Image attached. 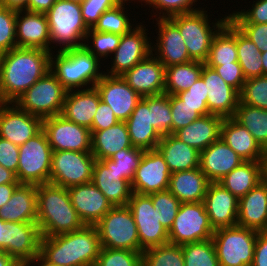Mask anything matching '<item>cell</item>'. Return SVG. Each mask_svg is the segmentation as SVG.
<instances>
[{"instance_id": "cell-1", "label": "cell", "mask_w": 267, "mask_h": 266, "mask_svg": "<svg viewBox=\"0 0 267 266\" xmlns=\"http://www.w3.org/2000/svg\"><path fill=\"white\" fill-rule=\"evenodd\" d=\"M51 52L16 47L0 54V97L15 102L37 80L50 71Z\"/></svg>"}, {"instance_id": "cell-2", "label": "cell", "mask_w": 267, "mask_h": 266, "mask_svg": "<svg viewBox=\"0 0 267 266\" xmlns=\"http://www.w3.org/2000/svg\"><path fill=\"white\" fill-rule=\"evenodd\" d=\"M101 249L95 225L66 234L41 237L39 255L58 266H94Z\"/></svg>"}, {"instance_id": "cell-3", "label": "cell", "mask_w": 267, "mask_h": 266, "mask_svg": "<svg viewBox=\"0 0 267 266\" xmlns=\"http://www.w3.org/2000/svg\"><path fill=\"white\" fill-rule=\"evenodd\" d=\"M41 237L76 231L85 226L72 206L68 189L52 183L37 185V222Z\"/></svg>"}, {"instance_id": "cell-4", "label": "cell", "mask_w": 267, "mask_h": 266, "mask_svg": "<svg viewBox=\"0 0 267 266\" xmlns=\"http://www.w3.org/2000/svg\"><path fill=\"white\" fill-rule=\"evenodd\" d=\"M56 52L50 56V71L67 91L94 87L105 74L101 60L85 46Z\"/></svg>"}, {"instance_id": "cell-5", "label": "cell", "mask_w": 267, "mask_h": 266, "mask_svg": "<svg viewBox=\"0 0 267 266\" xmlns=\"http://www.w3.org/2000/svg\"><path fill=\"white\" fill-rule=\"evenodd\" d=\"M45 15L49 25L51 44L56 43L55 47H60L58 51L84 46L83 42L86 41L89 28L83 20L80 2L56 0Z\"/></svg>"}, {"instance_id": "cell-6", "label": "cell", "mask_w": 267, "mask_h": 266, "mask_svg": "<svg viewBox=\"0 0 267 266\" xmlns=\"http://www.w3.org/2000/svg\"><path fill=\"white\" fill-rule=\"evenodd\" d=\"M207 12L201 7L197 11L169 18L178 27L190 58L201 62L207 60L214 35L229 19V16L225 15L209 24L211 21Z\"/></svg>"}, {"instance_id": "cell-7", "label": "cell", "mask_w": 267, "mask_h": 266, "mask_svg": "<svg viewBox=\"0 0 267 266\" xmlns=\"http://www.w3.org/2000/svg\"><path fill=\"white\" fill-rule=\"evenodd\" d=\"M257 234L238 225L215 229L212 240L219 266H251Z\"/></svg>"}, {"instance_id": "cell-8", "label": "cell", "mask_w": 267, "mask_h": 266, "mask_svg": "<svg viewBox=\"0 0 267 266\" xmlns=\"http://www.w3.org/2000/svg\"><path fill=\"white\" fill-rule=\"evenodd\" d=\"M67 90L49 71L14 102L20 109L42 119L61 114Z\"/></svg>"}, {"instance_id": "cell-9", "label": "cell", "mask_w": 267, "mask_h": 266, "mask_svg": "<svg viewBox=\"0 0 267 266\" xmlns=\"http://www.w3.org/2000/svg\"><path fill=\"white\" fill-rule=\"evenodd\" d=\"M52 152L43 129L19 146V163L16 174L18 182L31 185L49 183Z\"/></svg>"}, {"instance_id": "cell-10", "label": "cell", "mask_w": 267, "mask_h": 266, "mask_svg": "<svg viewBox=\"0 0 267 266\" xmlns=\"http://www.w3.org/2000/svg\"><path fill=\"white\" fill-rule=\"evenodd\" d=\"M95 226L101 247L140 252L137 226L127 205L113 206Z\"/></svg>"}, {"instance_id": "cell-11", "label": "cell", "mask_w": 267, "mask_h": 266, "mask_svg": "<svg viewBox=\"0 0 267 266\" xmlns=\"http://www.w3.org/2000/svg\"><path fill=\"white\" fill-rule=\"evenodd\" d=\"M168 234L169 243L177 245L212 239L214 229L203 202L181 203Z\"/></svg>"}, {"instance_id": "cell-12", "label": "cell", "mask_w": 267, "mask_h": 266, "mask_svg": "<svg viewBox=\"0 0 267 266\" xmlns=\"http://www.w3.org/2000/svg\"><path fill=\"white\" fill-rule=\"evenodd\" d=\"M95 160L92 153L53 151L49 183L67 189L90 183Z\"/></svg>"}, {"instance_id": "cell-13", "label": "cell", "mask_w": 267, "mask_h": 266, "mask_svg": "<svg viewBox=\"0 0 267 266\" xmlns=\"http://www.w3.org/2000/svg\"><path fill=\"white\" fill-rule=\"evenodd\" d=\"M52 151L91 153L92 134L89 128L66 119L61 114L43 119Z\"/></svg>"}, {"instance_id": "cell-14", "label": "cell", "mask_w": 267, "mask_h": 266, "mask_svg": "<svg viewBox=\"0 0 267 266\" xmlns=\"http://www.w3.org/2000/svg\"><path fill=\"white\" fill-rule=\"evenodd\" d=\"M127 206L137 226L140 252L169 242L168 231L160 223L149 195L132 193Z\"/></svg>"}, {"instance_id": "cell-15", "label": "cell", "mask_w": 267, "mask_h": 266, "mask_svg": "<svg viewBox=\"0 0 267 266\" xmlns=\"http://www.w3.org/2000/svg\"><path fill=\"white\" fill-rule=\"evenodd\" d=\"M137 24L128 33L121 36L119 45L113 53L114 57L110 58L112 59L111 68L107 69L105 74L122 76L151 53L153 44L147 36L148 28L146 29L143 22Z\"/></svg>"}, {"instance_id": "cell-16", "label": "cell", "mask_w": 267, "mask_h": 266, "mask_svg": "<svg viewBox=\"0 0 267 266\" xmlns=\"http://www.w3.org/2000/svg\"><path fill=\"white\" fill-rule=\"evenodd\" d=\"M171 171L157 149L143 152L131 182L132 193L150 195L169 188Z\"/></svg>"}, {"instance_id": "cell-17", "label": "cell", "mask_w": 267, "mask_h": 266, "mask_svg": "<svg viewBox=\"0 0 267 266\" xmlns=\"http://www.w3.org/2000/svg\"><path fill=\"white\" fill-rule=\"evenodd\" d=\"M43 129V119L20 109L14 102L0 107V137L21 146Z\"/></svg>"}, {"instance_id": "cell-18", "label": "cell", "mask_w": 267, "mask_h": 266, "mask_svg": "<svg viewBox=\"0 0 267 266\" xmlns=\"http://www.w3.org/2000/svg\"><path fill=\"white\" fill-rule=\"evenodd\" d=\"M158 37L151 53L168 67L192 61L178 27L169 18H156Z\"/></svg>"}, {"instance_id": "cell-19", "label": "cell", "mask_w": 267, "mask_h": 266, "mask_svg": "<svg viewBox=\"0 0 267 266\" xmlns=\"http://www.w3.org/2000/svg\"><path fill=\"white\" fill-rule=\"evenodd\" d=\"M7 228V254L21 266H26L39 255L41 234L36 222H9Z\"/></svg>"}, {"instance_id": "cell-20", "label": "cell", "mask_w": 267, "mask_h": 266, "mask_svg": "<svg viewBox=\"0 0 267 266\" xmlns=\"http://www.w3.org/2000/svg\"><path fill=\"white\" fill-rule=\"evenodd\" d=\"M95 87L100 94L101 101L111 107L120 121H126L130 117L142 98L121 76L104 74Z\"/></svg>"}, {"instance_id": "cell-21", "label": "cell", "mask_w": 267, "mask_h": 266, "mask_svg": "<svg viewBox=\"0 0 267 266\" xmlns=\"http://www.w3.org/2000/svg\"><path fill=\"white\" fill-rule=\"evenodd\" d=\"M121 77L141 97L164 94L165 67L152 53Z\"/></svg>"}, {"instance_id": "cell-22", "label": "cell", "mask_w": 267, "mask_h": 266, "mask_svg": "<svg viewBox=\"0 0 267 266\" xmlns=\"http://www.w3.org/2000/svg\"><path fill=\"white\" fill-rule=\"evenodd\" d=\"M203 204L214 230L237 226L239 199L218 182H210Z\"/></svg>"}, {"instance_id": "cell-23", "label": "cell", "mask_w": 267, "mask_h": 266, "mask_svg": "<svg viewBox=\"0 0 267 266\" xmlns=\"http://www.w3.org/2000/svg\"><path fill=\"white\" fill-rule=\"evenodd\" d=\"M201 77L206 83L209 113L223 119L233 117L240 100L239 93L206 64L203 65Z\"/></svg>"}, {"instance_id": "cell-24", "label": "cell", "mask_w": 267, "mask_h": 266, "mask_svg": "<svg viewBox=\"0 0 267 266\" xmlns=\"http://www.w3.org/2000/svg\"><path fill=\"white\" fill-rule=\"evenodd\" d=\"M16 44L17 47L42 49L52 53V48L55 47L51 46L45 13L16 11Z\"/></svg>"}, {"instance_id": "cell-25", "label": "cell", "mask_w": 267, "mask_h": 266, "mask_svg": "<svg viewBox=\"0 0 267 266\" xmlns=\"http://www.w3.org/2000/svg\"><path fill=\"white\" fill-rule=\"evenodd\" d=\"M68 192L72 206L85 225H96L113 207L92 182L70 187Z\"/></svg>"}, {"instance_id": "cell-26", "label": "cell", "mask_w": 267, "mask_h": 266, "mask_svg": "<svg viewBox=\"0 0 267 266\" xmlns=\"http://www.w3.org/2000/svg\"><path fill=\"white\" fill-rule=\"evenodd\" d=\"M242 160L220 138L200 152V169L210 182H219L239 166Z\"/></svg>"}, {"instance_id": "cell-27", "label": "cell", "mask_w": 267, "mask_h": 266, "mask_svg": "<svg viewBox=\"0 0 267 266\" xmlns=\"http://www.w3.org/2000/svg\"><path fill=\"white\" fill-rule=\"evenodd\" d=\"M125 123L133 147L143 151L156 149L162 136L151 124L149 96L141 98Z\"/></svg>"}, {"instance_id": "cell-28", "label": "cell", "mask_w": 267, "mask_h": 266, "mask_svg": "<svg viewBox=\"0 0 267 266\" xmlns=\"http://www.w3.org/2000/svg\"><path fill=\"white\" fill-rule=\"evenodd\" d=\"M237 225L258 232L267 231V185L260 182L239 198Z\"/></svg>"}, {"instance_id": "cell-29", "label": "cell", "mask_w": 267, "mask_h": 266, "mask_svg": "<svg viewBox=\"0 0 267 266\" xmlns=\"http://www.w3.org/2000/svg\"><path fill=\"white\" fill-rule=\"evenodd\" d=\"M100 101L101 97L95 86L67 91L61 115L90 129Z\"/></svg>"}, {"instance_id": "cell-30", "label": "cell", "mask_w": 267, "mask_h": 266, "mask_svg": "<svg viewBox=\"0 0 267 266\" xmlns=\"http://www.w3.org/2000/svg\"><path fill=\"white\" fill-rule=\"evenodd\" d=\"M0 218L9 222H37V185L19 184L11 199L0 208Z\"/></svg>"}, {"instance_id": "cell-31", "label": "cell", "mask_w": 267, "mask_h": 266, "mask_svg": "<svg viewBox=\"0 0 267 266\" xmlns=\"http://www.w3.org/2000/svg\"><path fill=\"white\" fill-rule=\"evenodd\" d=\"M220 139L244 161H260L263 148L251 133L233 117L224 118L220 127Z\"/></svg>"}, {"instance_id": "cell-32", "label": "cell", "mask_w": 267, "mask_h": 266, "mask_svg": "<svg viewBox=\"0 0 267 266\" xmlns=\"http://www.w3.org/2000/svg\"><path fill=\"white\" fill-rule=\"evenodd\" d=\"M223 118L217 115H205L194 120L173 135L188 146L201 152L220 138Z\"/></svg>"}, {"instance_id": "cell-33", "label": "cell", "mask_w": 267, "mask_h": 266, "mask_svg": "<svg viewBox=\"0 0 267 266\" xmlns=\"http://www.w3.org/2000/svg\"><path fill=\"white\" fill-rule=\"evenodd\" d=\"M210 181L200 167L171 173L168 190L181 202H203Z\"/></svg>"}, {"instance_id": "cell-34", "label": "cell", "mask_w": 267, "mask_h": 266, "mask_svg": "<svg viewBox=\"0 0 267 266\" xmlns=\"http://www.w3.org/2000/svg\"><path fill=\"white\" fill-rule=\"evenodd\" d=\"M92 134L91 153L96 160L110 159L122 149L132 148L125 121L104 130H90Z\"/></svg>"}, {"instance_id": "cell-35", "label": "cell", "mask_w": 267, "mask_h": 266, "mask_svg": "<svg viewBox=\"0 0 267 266\" xmlns=\"http://www.w3.org/2000/svg\"><path fill=\"white\" fill-rule=\"evenodd\" d=\"M156 149L163 156L171 173L200 166V152L180 141L173 134L162 136Z\"/></svg>"}, {"instance_id": "cell-36", "label": "cell", "mask_w": 267, "mask_h": 266, "mask_svg": "<svg viewBox=\"0 0 267 266\" xmlns=\"http://www.w3.org/2000/svg\"><path fill=\"white\" fill-rule=\"evenodd\" d=\"M113 206H125L132 195L131 183L118 178L114 171L100 160H95L91 181Z\"/></svg>"}, {"instance_id": "cell-37", "label": "cell", "mask_w": 267, "mask_h": 266, "mask_svg": "<svg viewBox=\"0 0 267 266\" xmlns=\"http://www.w3.org/2000/svg\"><path fill=\"white\" fill-rule=\"evenodd\" d=\"M238 62L237 27L228 19L212 39L207 66H220Z\"/></svg>"}, {"instance_id": "cell-38", "label": "cell", "mask_w": 267, "mask_h": 266, "mask_svg": "<svg viewBox=\"0 0 267 266\" xmlns=\"http://www.w3.org/2000/svg\"><path fill=\"white\" fill-rule=\"evenodd\" d=\"M261 182L260 161H244L218 183L238 199Z\"/></svg>"}, {"instance_id": "cell-39", "label": "cell", "mask_w": 267, "mask_h": 266, "mask_svg": "<svg viewBox=\"0 0 267 266\" xmlns=\"http://www.w3.org/2000/svg\"><path fill=\"white\" fill-rule=\"evenodd\" d=\"M204 64V62L192 60L166 67L164 94L176 95L187 90L200 78Z\"/></svg>"}, {"instance_id": "cell-40", "label": "cell", "mask_w": 267, "mask_h": 266, "mask_svg": "<svg viewBox=\"0 0 267 266\" xmlns=\"http://www.w3.org/2000/svg\"><path fill=\"white\" fill-rule=\"evenodd\" d=\"M233 118L246 127L263 149H267V109L246 105L239 100Z\"/></svg>"}, {"instance_id": "cell-41", "label": "cell", "mask_w": 267, "mask_h": 266, "mask_svg": "<svg viewBox=\"0 0 267 266\" xmlns=\"http://www.w3.org/2000/svg\"><path fill=\"white\" fill-rule=\"evenodd\" d=\"M238 63L246 79L263 76L261 51L246 35L237 28Z\"/></svg>"}, {"instance_id": "cell-42", "label": "cell", "mask_w": 267, "mask_h": 266, "mask_svg": "<svg viewBox=\"0 0 267 266\" xmlns=\"http://www.w3.org/2000/svg\"><path fill=\"white\" fill-rule=\"evenodd\" d=\"M131 3L127 1H120L113 8L106 10L98 19L97 23L92 28L95 31L113 33L118 35H123L128 33L132 28L134 23H130L131 19L128 17V10L125 6ZM126 7V8H125Z\"/></svg>"}, {"instance_id": "cell-43", "label": "cell", "mask_w": 267, "mask_h": 266, "mask_svg": "<svg viewBox=\"0 0 267 266\" xmlns=\"http://www.w3.org/2000/svg\"><path fill=\"white\" fill-rule=\"evenodd\" d=\"M143 152L142 149L135 147L122 149L110 159L101 161L108 169L114 171L118 178L125 179L131 183L142 159Z\"/></svg>"}, {"instance_id": "cell-44", "label": "cell", "mask_w": 267, "mask_h": 266, "mask_svg": "<svg viewBox=\"0 0 267 266\" xmlns=\"http://www.w3.org/2000/svg\"><path fill=\"white\" fill-rule=\"evenodd\" d=\"M142 266H185L181 245L166 243L142 252Z\"/></svg>"}, {"instance_id": "cell-45", "label": "cell", "mask_w": 267, "mask_h": 266, "mask_svg": "<svg viewBox=\"0 0 267 266\" xmlns=\"http://www.w3.org/2000/svg\"><path fill=\"white\" fill-rule=\"evenodd\" d=\"M185 266H219L212 239L181 245Z\"/></svg>"}, {"instance_id": "cell-46", "label": "cell", "mask_w": 267, "mask_h": 266, "mask_svg": "<svg viewBox=\"0 0 267 266\" xmlns=\"http://www.w3.org/2000/svg\"><path fill=\"white\" fill-rule=\"evenodd\" d=\"M151 124L161 136L172 134L170 95L149 96Z\"/></svg>"}, {"instance_id": "cell-47", "label": "cell", "mask_w": 267, "mask_h": 266, "mask_svg": "<svg viewBox=\"0 0 267 266\" xmlns=\"http://www.w3.org/2000/svg\"><path fill=\"white\" fill-rule=\"evenodd\" d=\"M120 39L121 35L99 32L90 28L87 32L85 38L87 41L84 42V46L99 60L101 58V60H103V58L106 60L108 56L110 57L114 53L119 45ZM89 44L91 45L89 46Z\"/></svg>"}, {"instance_id": "cell-48", "label": "cell", "mask_w": 267, "mask_h": 266, "mask_svg": "<svg viewBox=\"0 0 267 266\" xmlns=\"http://www.w3.org/2000/svg\"><path fill=\"white\" fill-rule=\"evenodd\" d=\"M160 223L170 230L181 202L167 189L149 195Z\"/></svg>"}, {"instance_id": "cell-49", "label": "cell", "mask_w": 267, "mask_h": 266, "mask_svg": "<svg viewBox=\"0 0 267 266\" xmlns=\"http://www.w3.org/2000/svg\"><path fill=\"white\" fill-rule=\"evenodd\" d=\"M94 266H142V252L101 247Z\"/></svg>"}, {"instance_id": "cell-50", "label": "cell", "mask_w": 267, "mask_h": 266, "mask_svg": "<svg viewBox=\"0 0 267 266\" xmlns=\"http://www.w3.org/2000/svg\"><path fill=\"white\" fill-rule=\"evenodd\" d=\"M239 96L246 105L267 109V76L246 79Z\"/></svg>"}, {"instance_id": "cell-51", "label": "cell", "mask_w": 267, "mask_h": 266, "mask_svg": "<svg viewBox=\"0 0 267 266\" xmlns=\"http://www.w3.org/2000/svg\"><path fill=\"white\" fill-rule=\"evenodd\" d=\"M142 3H145V5L154 9L156 13L154 12V17L157 18H170L175 15L184 14V13H190L197 11L201 9L200 7L195 8V2L198 0H139ZM200 1V0H199ZM194 6V7H193ZM159 11H158V10ZM156 14V15H155Z\"/></svg>"}, {"instance_id": "cell-52", "label": "cell", "mask_w": 267, "mask_h": 266, "mask_svg": "<svg viewBox=\"0 0 267 266\" xmlns=\"http://www.w3.org/2000/svg\"><path fill=\"white\" fill-rule=\"evenodd\" d=\"M16 47V11L0 5V54Z\"/></svg>"}, {"instance_id": "cell-53", "label": "cell", "mask_w": 267, "mask_h": 266, "mask_svg": "<svg viewBox=\"0 0 267 266\" xmlns=\"http://www.w3.org/2000/svg\"><path fill=\"white\" fill-rule=\"evenodd\" d=\"M207 94L206 83L200 76L192 86L187 90L179 92L176 96L181 99L185 105L197 108V112L201 116H205L210 114L207 105Z\"/></svg>"}, {"instance_id": "cell-54", "label": "cell", "mask_w": 267, "mask_h": 266, "mask_svg": "<svg viewBox=\"0 0 267 266\" xmlns=\"http://www.w3.org/2000/svg\"><path fill=\"white\" fill-rule=\"evenodd\" d=\"M250 8V9H249ZM252 8V9H251ZM238 9L228 14L233 24H263L267 23V0L253 1L252 7L247 11Z\"/></svg>"}, {"instance_id": "cell-55", "label": "cell", "mask_w": 267, "mask_h": 266, "mask_svg": "<svg viewBox=\"0 0 267 266\" xmlns=\"http://www.w3.org/2000/svg\"><path fill=\"white\" fill-rule=\"evenodd\" d=\"M170 107L172 115V134L201 117L197 112V108L185 105L176 95H170Z\"/></svg>"}, {"instance_id": "cell-56", "label": "cell", "mask_w": 267, "mask_h": 266, "mask_svg": "<svg viewBox=\"0 0 267 266\" xmlns=\"http://www.w3.org/2000/svg\"><path fill=\"white\" fill-rule=\"evenodd\" d=\"M120 0H83L80 3L83 20L87 27L93 28L100 16L117 5Z\"/></svg>"}, {"instance_id": "cell-57", "label": "cell", "mask_w": 267, "mask_h": 266, "mask_svg": "<svg viewBox=\"0 0 267 266\" xmlns=\"http://www.w3.org/2000/svg\"><path fill=\"white\" fill-rule=\"evenodd\" d=\"M209 67L213 68L229 86L233 87L239 94L241 93L246 78L238 62Z\"/></svg>"}, {"instance_id": "cell-58", "label": "cell", "mask_w": 267, "mask_h": 266, "mask_svg": "<svg viewBox=\"0 0 267 266\" xmlns=\"http://www.w3.org/2000/svg\"><path fill=\"white\" fill-rule=\"evenodd\" d=\"M262 52L267 51V23L234 24Z\"/></svg>"}, {"instance_id": "cell-59", "label": "cell", "mask_w": 267, "mask_h": 266, "mask_svg": "<svg viewBox=\"0 0 267 266\" xmlns=\"http://www.w3.org/2000/svg\"><path fill=\"white\" fill-rule=\"evenodd\" d=\"M19 146L0 137V165L17 174Z\"/></svg>"}, {"instance_id": "cell-60", "label": "cell", "mask_w": 267, "mask_h": 266, "mask_svg": "<svg viewBox=\"0 0 267 266\" xmlns=\"http://www.w3.org/2000/svg\"><path fill=\"white\" fill-rule=\"evenodd\" d=\"M119 121L111 107L103 101H100L90 130H104L117 124Z\"/></svg>"}, {"instance_id": "cell-61", "label": "cell", "mask_w": 267, "mask_h": 266, "mask_svg": "<svg viewBox=\"0 0 267 266\" xmlns=\"http://www.w3.org/2000/svg\"><path fill=\"white\" fill-rule=\"evenodd\" d=\"M251 266H267V231L258 232Z\"/></svg>"}, {"instance_id": "cell-62", "label": "cell", "mask_w": 267, "mask_h": 266, "mask_svg": "<svg viewBox=\"0 0 267 266\" xmlns=\"http://www.w3.org/2000/svg\"><path fill=\"white\" fill-rule=\"evenodd\" d=\"M56 2V0H29L26 11L46 13Z\"/></svg>"}, {"instance_id": "cell-63", "label": "cell", "mask_w": 267, "mask_h": 266, "mask_svg": "<svg viewBox=\"0 0 267 266\" xmlns=\"http://www.w3.org/2000/svg\"><path fill=\"white\" fill-rule=\"evenodd\" d=\"M19 184H3L0 185V208L7 203Z\"/></svg>"}, {"instance_id": "cell-64", "label": "cell", "mask_w": 267, "mask_h": 266, "mask_svg": "<svg viewBox=\"0 0 267 266\" xmlns=\"http://www.w3.org/2000/svg\"><path fill=\"white\" fill-rule=\"evenodd\" d=\"M3 184H20L16 174L0 165V185Z\"/></svg>"}, {"instance_id": "cell-65", "label": "cell", "mask_w": 267, "mask_h": 266, "mask_svg": "<svg viewBox=\"0 0 267 266\" xmlns=\"http://www.w3.org/2000/svg\"><path fill=\"white\" fill-rule=\"evenodd\" d=\"M29 0H0V5L14 10V11H22L27 8Z\"/></svg>"}, {"instance_id": "cell-66", "label": "cell", "mask_w": 267, "mask_h": 266, "mask_svg": "<svg viewBox=\"0 0 267 266\" xmlns=\"http://www.w3.org/2000/svg\"><path fill=\"white\" fill-rule=\"evenodd\" d=\"M0 251L7 253V228L5 221L0 218Z\"/></svg>"}, {"instance_id": "cell-67", "label": "cell", "mask_w": 267, "mask_h": 266, "mask_svg": "<svg viewBox=\"0 0 267 266\" xmlns=\"http://www.w3.org/2000/svg\"><path fill=\"white\" fill-rule=\"evenodd\" d=\"M261 165V182L267 185V149L263 150L260 158Z\"/></svg>"}, {"instance_id": "cell-68", "label": "cell", "mask_w": 267, "mask_h": 266, "mask_svg": "<svg viewBox=\"0 0 267 266\" xmlns=\"http://www.w3.org/2000/svg\"><path fill=\"white\" fill-rule=\"evenodd\" d=\"M0 266H21L10 255L4 251H0Z\"/></svg>"}, {"instance_id": "cell-69", "label": "cell", "mask_w": 267, "mask_h": 266, "mask_svg": "<svg viewBox=\"0 0 267 266\" xmlns=\"http://www.w3.org/2000/svg\"><path fill=\"white\" fill-rule=\"evenodd\" d=\"M36 262V263H35ZM32 264V265H31ZM58 266V265H54L51 264L47 261H45L40 255L36 256L31 262H29L26 266Z\"/></svg>"}, {"instance_id": "cell-70", "label": "cell", "mask_w": 267, "mask_h": 266, "mask_svg": "<svg viewBox=\"0 0 267 266\" xmlns=\"http://www.w3.org/2000/svg\"><path fill=\"white\" fill-rule=\"evenodd\" d=\"M260 58L263 66V76H267V51H262Z\"/></svg>"}, {"instance_id": "cell-71", "label": "cell", "mask_w": 267, "mask_h": 266, "mask_svg": "<svg viewBox=\"0 0 267 266\" xmlns=\"http://www.w3.org/2000/svg\"><path fill=\"white\" fill-rule=\"evenodd\" d=\"M120 1H128V2H130L131 0H120ZM132 1H134V3L136 2V0H132ZM137 1H139V0H137Z\"/></svg>"}, {"instance_id": "cell-72", "label": "cell", "mask_w": 267, "mask_h": 266, "mask_svg": "<svg viewBox=\"0 0 267 266\" xmlns=\"http://www.w3.org/2000/svg\"><path fill=\"white\" fill-rule=\"evenodd\" d=\"M4 102L1 100V97H0V107H1V105L3 104Z\"/></svg>"}, {"instance_id": "cell-73", "label": "cell", "mask_w": 267, "mask_h": 266, "mask_svg": "<svg viewBox=\"0 0 267 266\" xmlns=\"http://www.w3.org/2000/svg\"><path fill=\"white\" fill-rule=\"evenodd\" d=\"M73 1H76V2H80L81 3L83 0H73Z\"/></svg>"}]
</instances>
